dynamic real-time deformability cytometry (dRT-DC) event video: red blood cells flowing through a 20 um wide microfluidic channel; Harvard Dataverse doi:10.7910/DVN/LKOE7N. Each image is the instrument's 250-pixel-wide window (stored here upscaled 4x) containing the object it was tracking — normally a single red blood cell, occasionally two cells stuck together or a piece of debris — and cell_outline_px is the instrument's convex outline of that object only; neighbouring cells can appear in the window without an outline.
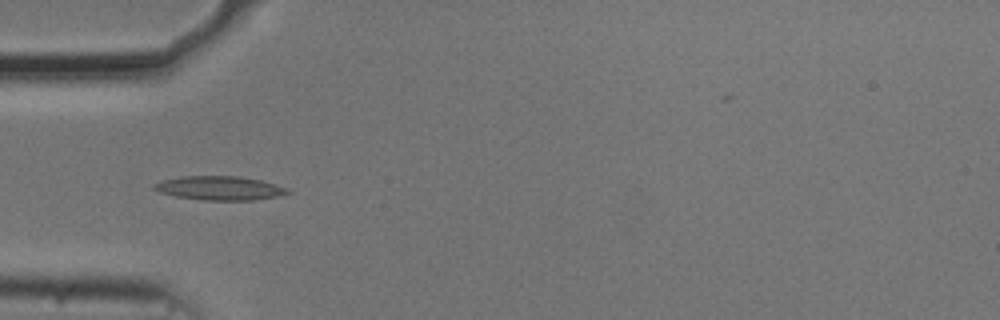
{"species": "common noctule bat (a hibernating species)", "species_latin": "Nyctalus noctula", "temperature_condition": "cold", "stored_images_in_passage": 36, "camera_frame_rate_fps": 3000, "um_per_image_px": 0.085, "animal": {"sex": "male", "body_mass_g": 20.5, "forearm_length_mm": 52.5}, "frame": {"image": 1, "passage_image": 1, "time_ms": 0.0, "image_size_px": [1000, 320], "cell_outline_px": [[292, 192], [276, 196], [252, 200], [204, 200], [176, 196], [160, 192], [152, 188], [152, 184], [160, 180], [180, 176], [240, 176], [260, 180], [288, 188]], "centroid_in_image_um": [18.62, 15.98], "position_along_channel_um": 66.4, "area_um2": 18.61}}
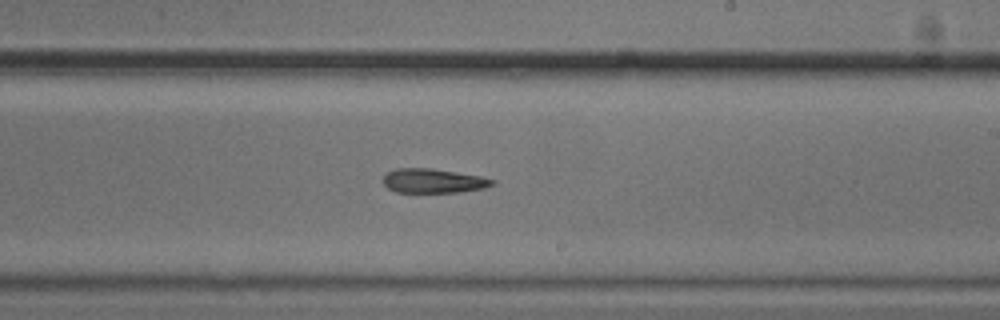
{"frame": {"image": 2, "passage_image": 16, "time_ms": 5.0, "image_size_px": [1000, 320], "cell_outline_px": [[496, 184], [484, 188], [460, 192], [396, 192], [388, 188], [384, 184], [384, 176], [388, 172], [396, 168], [432, 168], [480, 176], [496, 180]], "centroid_in_image_um": [36.86, 15.37], "position_along_channel_um": 252.1, "area_um2": 15.43}}
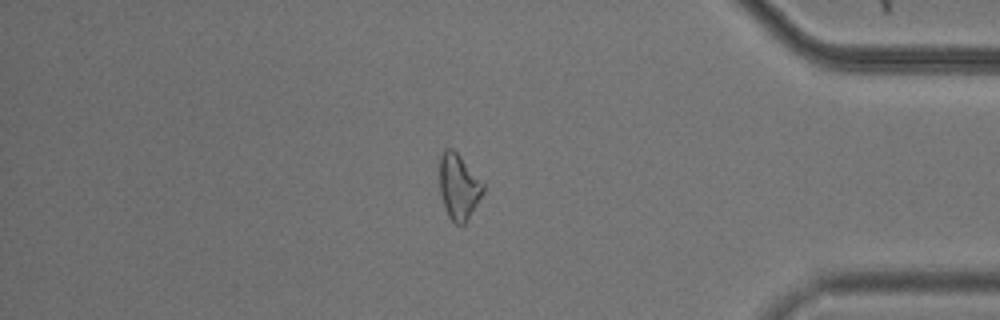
{"frame": {"image": 3, "passage_image": 30, "time_ms": 9.667, "image_size_px": [1000, 320], "cell_outline_px": [[484, 192], [464, 224], [456, 224], [448, 216], [444, 208], [440, 192], [440, 156], [444, 148], [452, 148], [460, 156], [484, 184]], "centroid_in_image_um": [38.97, 15.86], "position_along_channel_um": 396.2, "area_um2": 16.42}}